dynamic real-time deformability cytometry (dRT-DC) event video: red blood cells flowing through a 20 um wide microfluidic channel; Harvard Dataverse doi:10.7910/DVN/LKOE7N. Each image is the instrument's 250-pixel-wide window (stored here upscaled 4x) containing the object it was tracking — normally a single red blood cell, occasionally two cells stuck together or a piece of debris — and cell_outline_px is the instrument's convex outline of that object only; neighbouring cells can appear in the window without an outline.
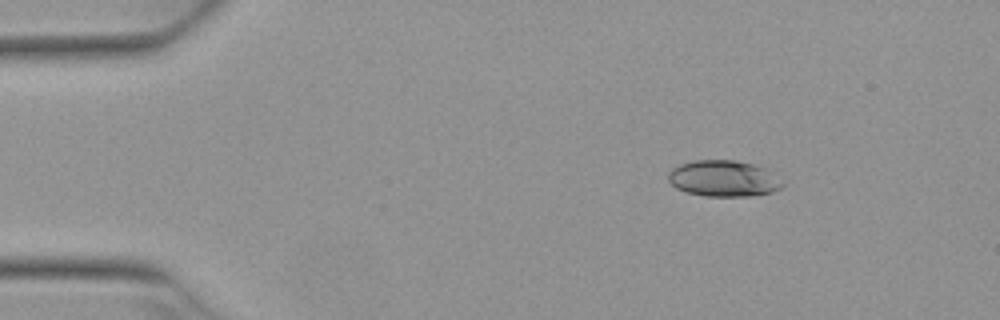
{"species": "Egyptian fruit bat (a non-hibernating species)", "species_latin": "Rousettus aegyptiacus", "temperature_condition": "warm", "stored_images_in_passage": 6, "camera_frame_rate_fps": 3000, "um_per_image_px": 0.085, "animal": {"sex": "female"}, "frame": {"image": 1, "passage_image": 3, "time_ms": 0.667, "image_size_px": [1000, 320], "cell_outline_px": [[784, 184], [780, 188], [772, 192], [752, 196], [704, 196], [688, 192], [676, 188], [668, 180], [668, 172], [672, 168], [680, 164], [692, 160], [732, 160], [772, 168]], "centroid_in_image_um": [61.55, 15.16], "position_along_channel_um": 23.5, "area_um2": 24.45}}
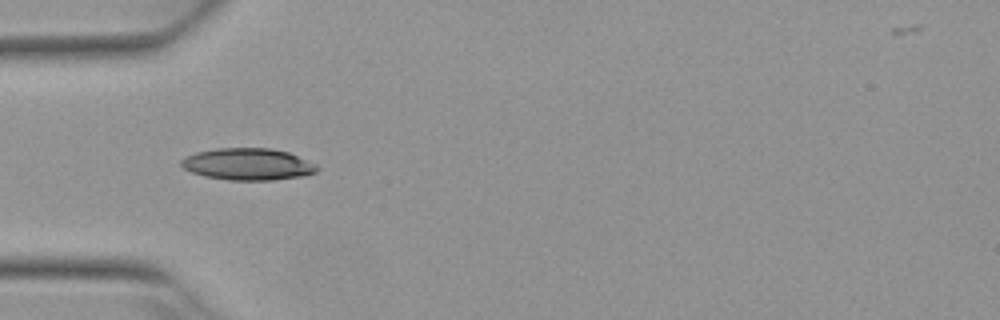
{"frame": {"image": 2, "passage_image": 5, "time_ms": 1.333, "image_size_px": [1000, 320], "cell_outline_px": [[320, 168], [316, 172], [304, 176], [272, 180], [228, 180], [204, 176], [192, 172], [184, 168], [180, 164], [180, 160], [196, 152], [220, 148], [272, 148], [288, 152], [316, 164]], "centroid_in_image_um": [21.09, 13.96], "position_along_channel_um": 63.9, "area_um2": 25.2}}
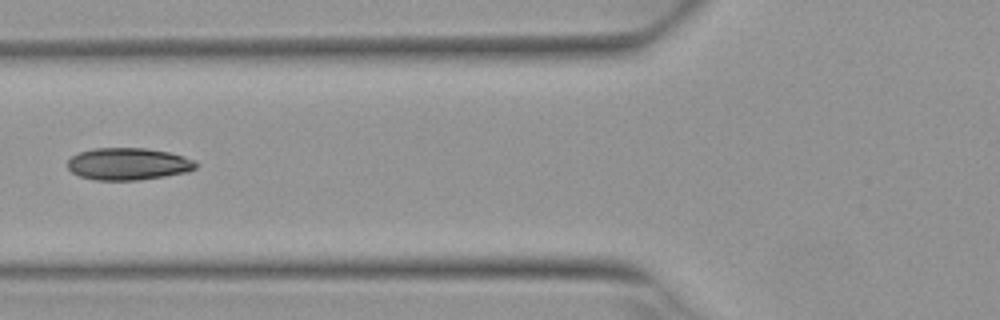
{"frame": {"image": 3, "passage_image": 6, "time_ms": 1.667, "image_size_px": [1000, 320], "cell_outline_px": [[200, 164], [196, 168], [188, 172], [164, 176], [136, 180], [96, 180], [80, 176], [72, 172], [68, 168], [68, 160], [72, 156], [80, 152], [92, 148], [148, 148], [168, 152], [184, 156], [196, 160]], "centroid_in_image_um": [10.94, 13.93], "position_along_channel_um": 114.9, "area_um2": 24.16}}